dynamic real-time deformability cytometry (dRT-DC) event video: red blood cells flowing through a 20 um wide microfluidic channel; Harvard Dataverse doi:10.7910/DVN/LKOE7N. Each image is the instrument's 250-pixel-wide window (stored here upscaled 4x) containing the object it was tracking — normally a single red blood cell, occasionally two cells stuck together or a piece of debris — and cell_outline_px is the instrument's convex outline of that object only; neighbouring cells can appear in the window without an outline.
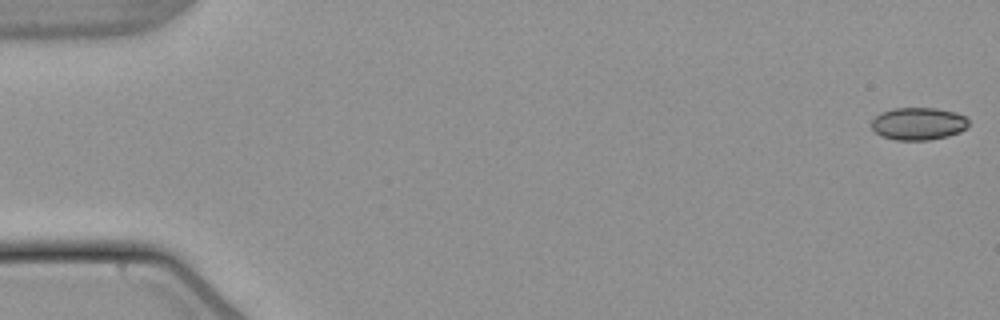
{"species": "common noctule bat (a hibernating species)", "species_latin": "Nyctalus noctula", "temperature_condition": "warm", "stored_images_in_passage": 52, "camera_frame_rate_fps": 3000, "um_per_image_px": 0.085, "animal": {"sex": "male", "body_mass_g": 21.5, "forearm_length_mm": 52.0}, "frame": {"image": 1, "passage_image": 1, "time_ms": 0.0, "image_size_px": [1000, 320], "cell_outline_px": [[968, 128], [960, 132], [948, 136], [928, 140], [896, 140], [884, 136], [876, 132], [872, 128], [872, 120], [880, 112], [892, 108], [936, 108], [956, 112], [964, 116], [968, 120]], "centroid_in_image_um": [78.08, 10.5], "position_along_channel_um": 6.9, "area_um2": 18.44}}
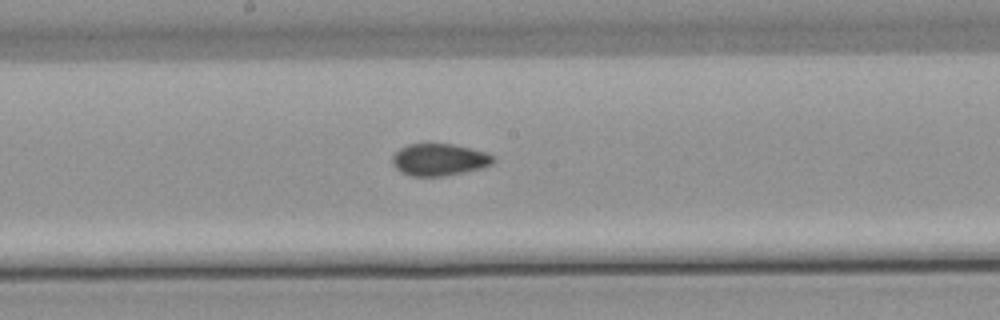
{"frame": {"image": 2, "passage_image": 29, "time_ms": 9.333, "image_size_px": [1000, 320], "cell_outline_px": [[496, 160], [492, 164], [480, 168], [444, 176], [412, 176], [400, 172], [392, 164], [392, 156], [400, 148], [408, 144], [452, 144], [488, 152]], "centroid_in_image_um": [37.32, 13.57], "position_along_channel_um": 210.9, "area_um2": 18.79}}
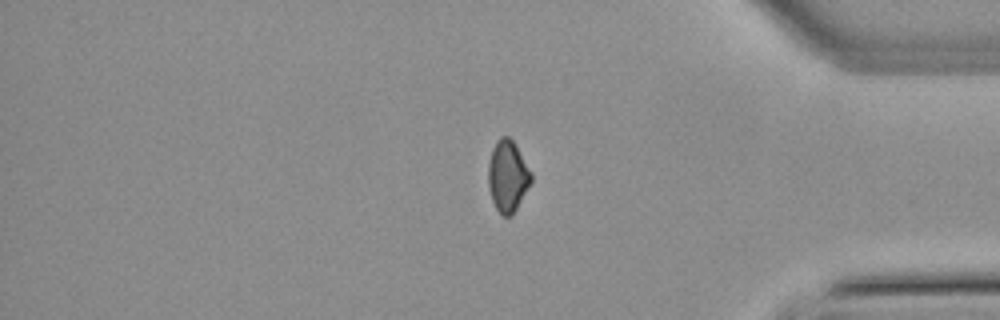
{"frame": {"image": 3, "passage_image": 45, "time_ms": 14.667, "image_size_px": [1000, 320], "cell_outline_px": [[532, 180], [512, 216], [504, 216], [496, 208], [492, 200], [488, 184], [488, 164], [492, 148], [496, 140], [500, 136], [508, 136], [516, 144], [532, 172]], "centroid_in_image_um": [43.15, 14.93], "position_along_channel_um": 392.0, "area_um2": 17.92}, "authors_computed_cell_mechanics": {"area_um2": 18.5538, "velocity_mm_per_s": 3.8379, "shape_relaxation_time_tau1_ms": 9.2792, "shape_relaxation_time_tau2_ms": 3.7302, "deformation_change_tau1": 0.1218, "deformation_change_tau2": 0.0638}}